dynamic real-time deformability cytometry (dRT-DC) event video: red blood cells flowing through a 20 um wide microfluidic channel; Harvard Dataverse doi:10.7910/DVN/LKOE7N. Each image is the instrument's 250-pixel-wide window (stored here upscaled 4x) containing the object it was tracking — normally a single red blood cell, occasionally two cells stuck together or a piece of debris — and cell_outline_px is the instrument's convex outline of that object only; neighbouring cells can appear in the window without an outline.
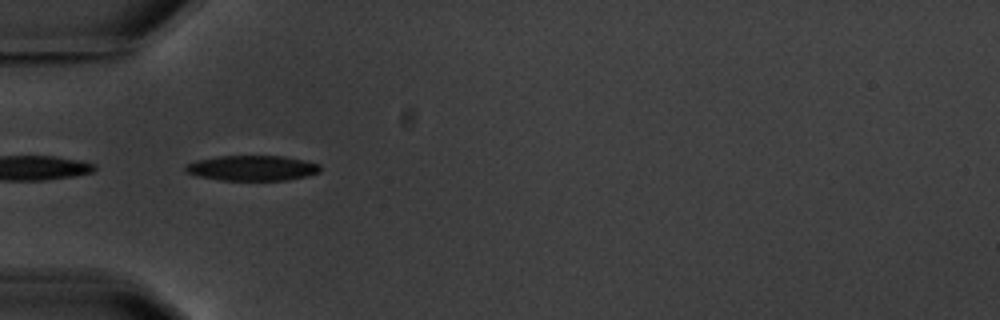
{"species": "common noctule bat (a hibernating species)", "species_latin": "Nyctalus noctula", "temperature_condition": "warm", "stored_images_in_passage": 7, "camera_frame_rate_fps": 3000, "um_per_image_px": 0.085, "animal": {"sex": "male", "body_mass_g": 20.1, "forearm_length_mm": 53.5}, "frame": {"image": 1, "passage_image": 1, "time_ms": 0.0, "image_size_px": [1000, 320], "cell_outline_px": [[320, 172], [288, 180], [220, 180], [196, 176], [184, 172], [184, 164], [196, 160], [220, 156], [284, 156], [304, 160], [320, 164]], "centroid_in_image_um": [21.38, 14.28], "position_along_channel_um": 63.6, "area_um2": 19.94}}